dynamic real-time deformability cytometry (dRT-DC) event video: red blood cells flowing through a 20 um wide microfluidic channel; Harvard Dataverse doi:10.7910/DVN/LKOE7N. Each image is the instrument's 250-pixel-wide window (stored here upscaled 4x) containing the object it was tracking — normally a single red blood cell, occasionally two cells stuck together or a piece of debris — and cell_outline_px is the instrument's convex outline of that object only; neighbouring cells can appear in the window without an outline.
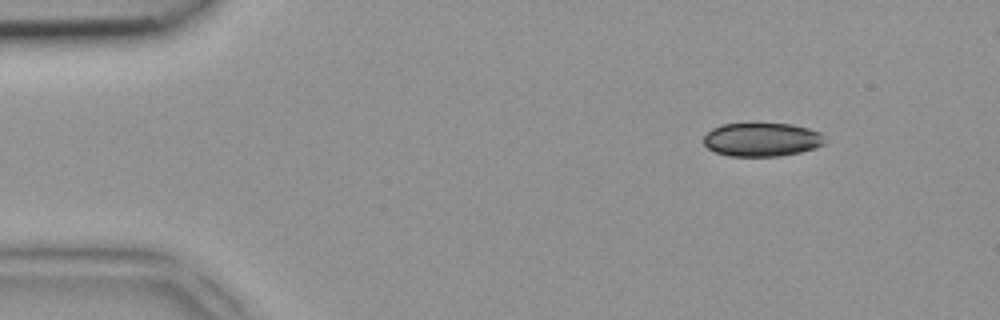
{"species": "common noctule bat (a hibernating species)", "species_latin": "Nyctalus noctula", "temperature_condition": "room temperature", "stored_images_in_passage": 3, "camera_frame_rate_fps": 3000, "um_per_image_px": 0.085, "animal": {"sex": "female", "body_mass_g": 18.4}, "frame": {"image": 1, "passage_image": 1, "time_ms": 0.0, "image_size_px": [1000, 320], "cell_outline_px": [[824, 144], [816, 148], [800, 152], [780, 156], [728, 156], [716, 152], [708, 148], [704, 144], [704, 136], [712, 128], [724, 124], [792, 124], [808, 128], [820, 132], [824, 136]], "centroid_in_image_um": [64.77, 11.87], "position_along_channel_um": 20.2, "area_um2": 23.7}}
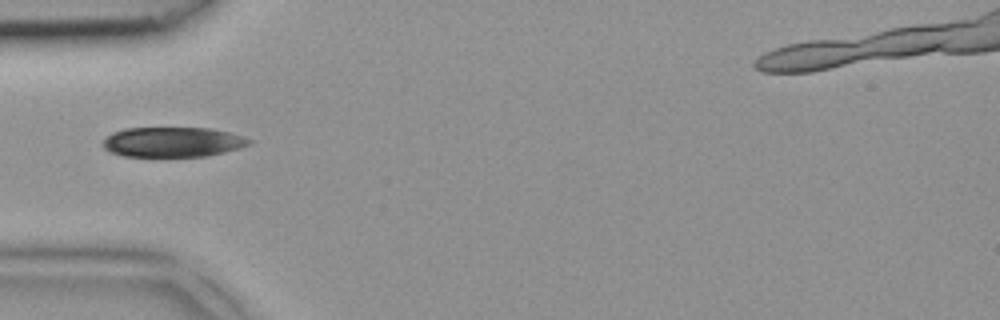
{"frame": {"image": 2, "passage_image": 3, "time_ms": 0.667, "image_size_px": [1000, 320], "cell_outline_px": [[252, 144], [240, 148], [208, 156], [124, 156], [108, 152], [100, 144], [112, 132], [124, 128], [208, 128], [228, 132], [244, 136], [252, 140]], "centroid_in_image_um": [14.67, 12.07], "position_along_channel_um": 70.3, "area_um2": 25.66}}